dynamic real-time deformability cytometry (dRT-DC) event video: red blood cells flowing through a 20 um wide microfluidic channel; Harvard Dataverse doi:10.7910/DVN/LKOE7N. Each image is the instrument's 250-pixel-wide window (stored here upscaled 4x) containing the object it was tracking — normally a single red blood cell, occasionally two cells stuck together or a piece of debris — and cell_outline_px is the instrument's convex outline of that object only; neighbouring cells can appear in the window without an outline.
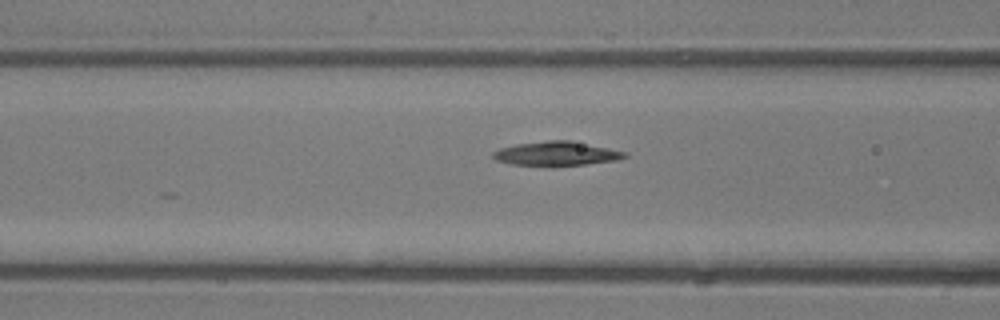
{"species": "common noctule bat (a hibernating species)", "species_latin": "Nyctalus noctula", "temperature_condition": "room temperature", "stored_images_in_passage": 7, "camera_frame_rate_fps": 3000, "um_per_image_px": 0.085, "animal": {"sex": "male", "body_mass_g": 13.3}, "frame": {"image": 1, "passage_image": 6, "time_ms": 1.667, "image_size_px": [1000, 320], "cell_outline_px": [[628, 156], [616, 160], [584, 164], [512, 164], [496, 160], [492, 156], [492, 152], [500, 148], [516, 144], [548, 140], [572, 140], [628, 152]], "centroid_in_image_um": [47.32, 13.02], "position_along_channel_um": 119.3, "area_um2": 18.03}}